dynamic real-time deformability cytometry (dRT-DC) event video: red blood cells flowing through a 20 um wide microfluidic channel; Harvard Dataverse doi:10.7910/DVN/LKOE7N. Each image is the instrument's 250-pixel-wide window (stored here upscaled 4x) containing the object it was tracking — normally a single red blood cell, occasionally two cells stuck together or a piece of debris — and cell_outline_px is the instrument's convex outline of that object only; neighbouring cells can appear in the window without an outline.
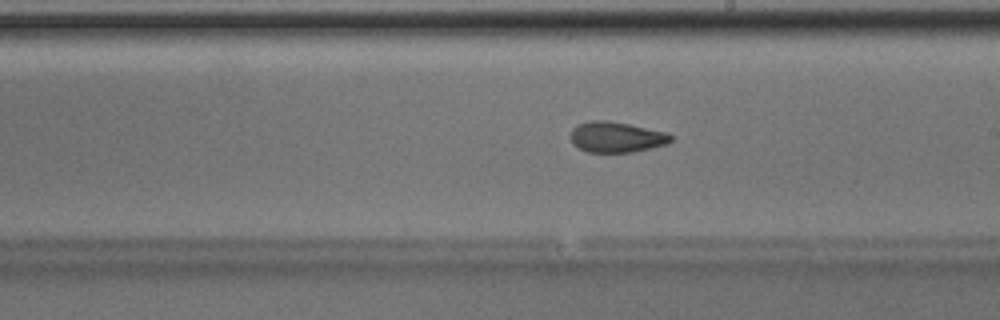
{"species": "Egyptian fruit bat (a non-hibernating species)", "species_latin": "Rousettus aegyptiacus", "temperature_condition": "room temperature", "stored_images_in_passage": 49, "camera_frame_rate_fps": 3000, "um_per_image_px": 0.085, "animal": {"sex": "male"}, "frame": {"image": 1, "passage_image": 28, "time_ms": 9.0, "image_size_px": [1000, 320], "cell_outline_px": [[672, 140], [668, 144], [632, 152], [588, 152], [572, 144], [572, 128], [588, 120], [604, 120], [628, 124], [664, 132], [672, 136]], "centroid_in_image_um": [52.38, 11.65], "position_along_channel_um": 236.6, "area_um2": 17.63}}
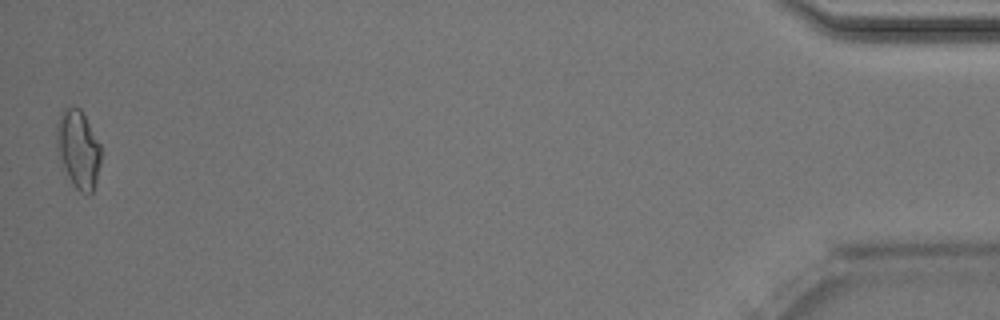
{"frame": {"image": 2, "passage_image": 49, "time_ms": 16.0, "image_size_px": [1000, 320], "cell_outline_px": [[100, 164], [96, 180], [92, 192], [88, 196], [80, 192], [72, 184], [68, 176], [56, 148], [56, 124], [64, 108], [80, 108], [100, 144]], "centroid_in_image_um": [6.65, 12.7], "position_along_channel_um": 428.6, "area_um2": 19.88}, "authors_computed_cell_mechanics": {"area_um2": 18.6694, "velocity_mm_per_s": 4.0491, "shape_relaxation_time_tau1_ms": 7.8928, "shape_relaxation_time_tau2_ms": 2.0839, "deformation_change_tau1": 0.1657, "deformation_change_tau2": 0.0921}}